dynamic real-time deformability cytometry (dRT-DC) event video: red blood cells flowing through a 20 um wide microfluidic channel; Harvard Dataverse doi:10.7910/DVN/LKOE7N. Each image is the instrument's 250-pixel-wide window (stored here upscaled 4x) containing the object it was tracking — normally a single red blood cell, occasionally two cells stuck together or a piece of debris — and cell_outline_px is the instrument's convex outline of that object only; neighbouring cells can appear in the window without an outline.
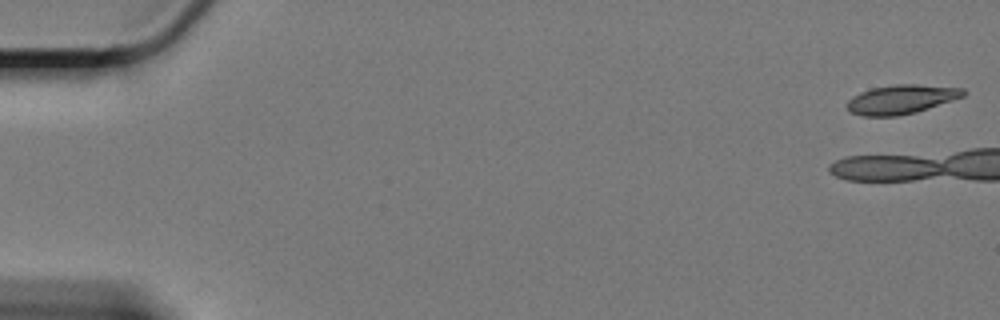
{"species": "Egyptian fruit bat (a non-hibernating species)", "species_latin": "Rousettus aegyptiacus", "temperature_condition": "cold", "stored_images_in_passage": 6, "camera_frame_rate_fps": 3000, "um_per_image_px": 0.085, "animal": {"sex": "female"}, "frame": {"image": 1, "passage_image": 1, "time_ms": 0.0, "image_size_px": [1000, 320], "cell_outline_px": [[968, 92], [964, 96], [916, 112], [896, 116], [864, 116], [848, 112], [848, 100], [852, 96], [860, 92], [872, 88], [896, 84], [916, 84], [964, 88]], "centroid_in_image_um": [76.61, 8.44], "position_along_channel_um": 8.4, "area_um2": 19.71}}